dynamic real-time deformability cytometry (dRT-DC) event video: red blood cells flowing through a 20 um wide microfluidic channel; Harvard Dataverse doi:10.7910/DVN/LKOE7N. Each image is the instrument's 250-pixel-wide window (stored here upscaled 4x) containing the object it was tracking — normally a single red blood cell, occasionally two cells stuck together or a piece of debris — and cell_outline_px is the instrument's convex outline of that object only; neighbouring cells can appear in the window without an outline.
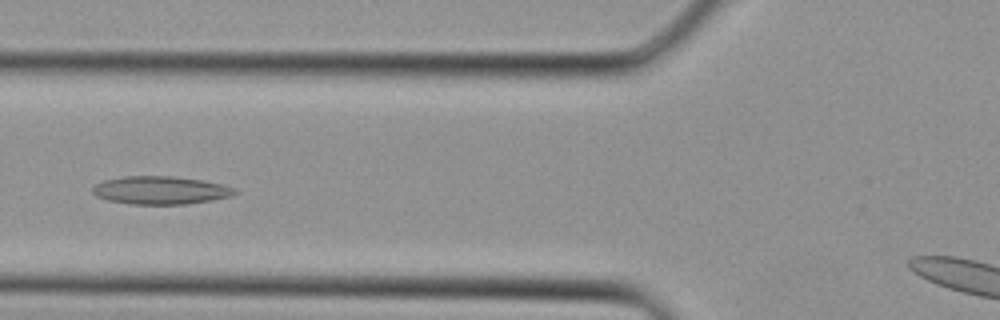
{"species": "Egyptian fruit bat (a non-hibernating species)", "species_latin": "Rousettus aegyptiacus", "temperature_condition": "cold", "stored_images_in_passage": 31, "camera_frame_rate_fps": 3000, "um_per_image_px": 0.085, "animal": {"sex": "female"}, "frame": {"image": 1, "passage_image": 12, "time_ms": 3.667, "image_size_px": [1000, 320], "cell_outline_px": [[236, 192], [232, 196], [212, 200], [188, 204], [132, 204], [108, 200], [96, 196], [92, 192], [92, 188], [96, 184], [104, 180], [124, 176], [172, 176], [204, 180], [224, 184], [236, 188]], "centroid_in_image_um": [13.67, 16.16], "position_along_channel_um": 112.1, "area_um2": 23.35}}
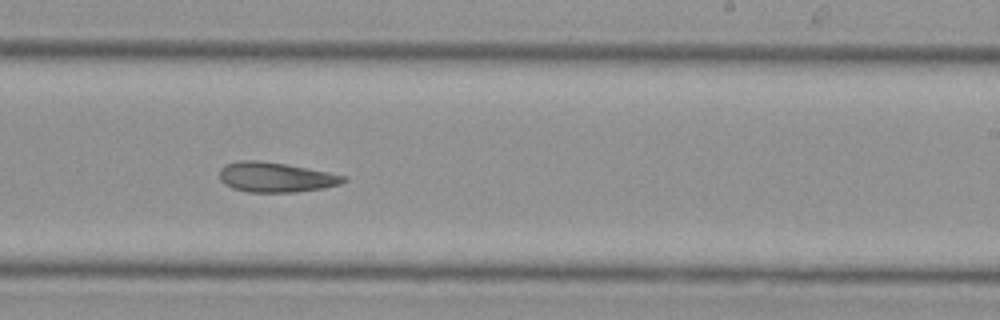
{"frame": {"image": 2, "passage_image": 20, "time_ms": 6.333, "image_size_px": [1000, 320], "cell_outline_px": [[348, 180], [340, 184], [324, 188], [292, 192], [248, 192], [232, 188], [224, 184], [220, 180], [220, 168], [224, 164], [236, 160], [260, 160], [308, 168], [348, 176]], "centroid_in_image_um": [23.42, 15.05], "position_along_channel_um": 265.6, "area_um2": 21.79}}
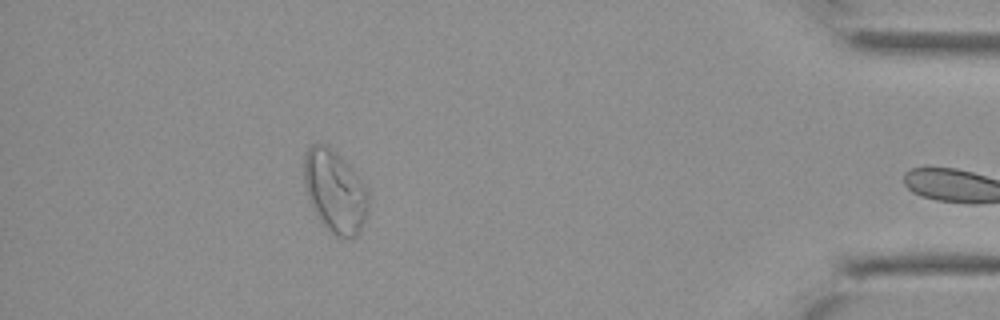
{"frame": {"image": 3, "passage_image": 30, "time_ms": 9.667, "image_size_px": [1000, 320], "cell_outline_px": [[368, 212], [360, 232], [352, 240], [336, 236], [316, 216], [308, 200], [304, 184], [304, 152], [312, 144], [328, 144], [360, 176], [368, 192]], "centroid_in_image_um": [28.47, 16.27], "position_along_channel_um": 406.7, "area_um2": 31.39}}